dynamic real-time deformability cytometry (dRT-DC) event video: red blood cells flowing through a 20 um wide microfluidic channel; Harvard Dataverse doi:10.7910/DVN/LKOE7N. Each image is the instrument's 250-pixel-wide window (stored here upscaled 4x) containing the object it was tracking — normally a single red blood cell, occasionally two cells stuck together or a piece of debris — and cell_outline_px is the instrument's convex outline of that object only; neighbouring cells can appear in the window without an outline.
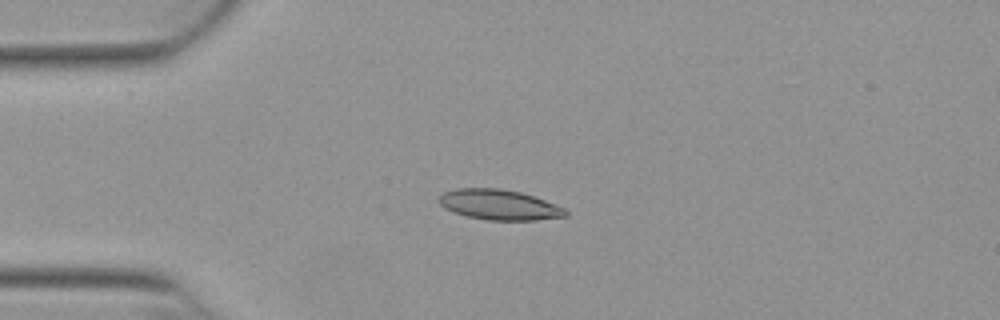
{"species": "Egyptian fruit bat (a non-hibernating species)", "species_latin": "Rousettus aegyptiacus", "temperature_condition": "warm", "stored_images_in_passage": 51, "camera_frame_rate_fps": 3000, "um_per_image_px": 0.085, "animal": {"sex": "female"}, "frame": {"image": 1, "passage_image": 12, "time_ms": 3.667, "image_size_px": [1000, 320], "cell_outline_px": [[568, 216], [536, 220], [488, 220], [468, 216], [444, 208], [436, 200], [444, 192], [456, 188], [500, 188], [520, 192], [544, 200], [564, 208], [568, 212]], "centroid_in_image_um": [42.42, 17.4], "position_along_channel_um": 42.6, "area_um2": 22.2}}
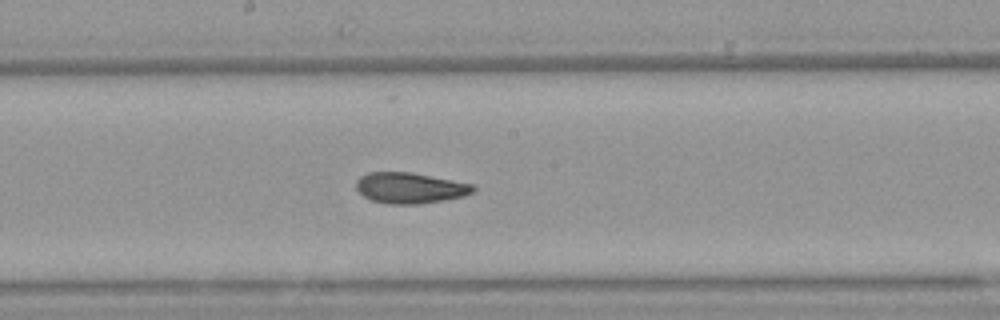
{"frame": {"image": 2, "passage_image": 27, "time_ms": 8.667, "image_size_px": [1000, 320], "cell_outline_px": [[476, 188], [472, 192], [464, 196], [444, 200], [416, 204], [388, 204], [372, 200], [364, 196], [356, 188], [356, 180], [360, 176], [368, 172], [412, 172], [476, 184]], "centroid_in_image_um": [34.87, 15.96], "position_along_channel_um": 213.3, "area_um2": 21.15}}
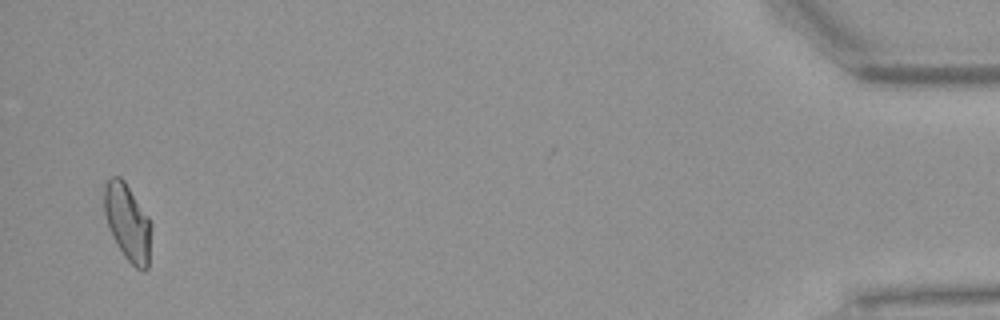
{"frame": {"image": 3, "passage_image": 50, "time_ms": 16.333, "image_size_px": [1000, 320], "cell_outline_px": [[152, 224], [148, 268], [144, 272], [136, 268], [124, 256], [116, 244], [112, 236], [104, 212], [104, 184], [112, 176], [120, 176], [124, 180], [148, 216]], "centroid_in_image_um": [10.86, 18.91], "position_along_channel_um": 424.3, "area_um2": 21.15}, "authors_computed_cell_mechanics": {"area_um2": 21.1548, "velocity_mm_per_s": 3.8852, "shape_relaxation_time_tau1_ms": 9.0469, "shape_relaxation_time_tau2_ms": 1.9749, "deformation_change_tau1": 0.2159, "deformation_change_tau2": 0.0757}}